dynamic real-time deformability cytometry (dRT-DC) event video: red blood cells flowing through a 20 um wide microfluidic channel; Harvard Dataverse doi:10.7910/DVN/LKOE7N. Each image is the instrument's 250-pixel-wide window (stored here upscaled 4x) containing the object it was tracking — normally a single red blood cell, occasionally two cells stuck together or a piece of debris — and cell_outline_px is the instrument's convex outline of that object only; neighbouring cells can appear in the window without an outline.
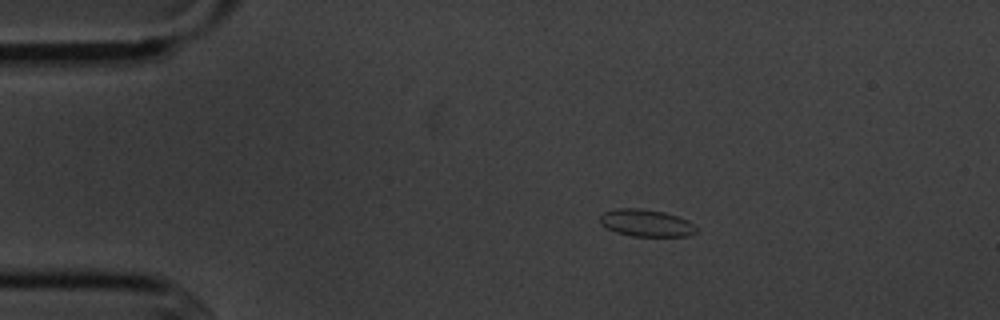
{"species": "common noctule bat (a hibernating species)", "species_latin": "Nyctalus noctula", "temperature_condition": "cold", "stored_images_in_passage": 5, "camera_frame_rate_fps": 3000, "um_per_image_px": 0.085, "animal": {"sex": "male", "body_mass_g": 20.1, "forearm_length_mm": 53.5}, "frame": {"image": 1, "passage_image": 2, "time_ms": 1.0, "image_size_px": [1000, 320], "cell_outline_px": [[696, 232], [688, 236], [632, 236], [616, 232], [600, 224], [600, 216], [604, 212], [616, 208], [640, 208], [664, 212], [688, 220], [696, 228]], "centroid_in_image_um": [54.9, 18.95], "position_along_channel_um": 30.1, "area_um2": 15.14}}
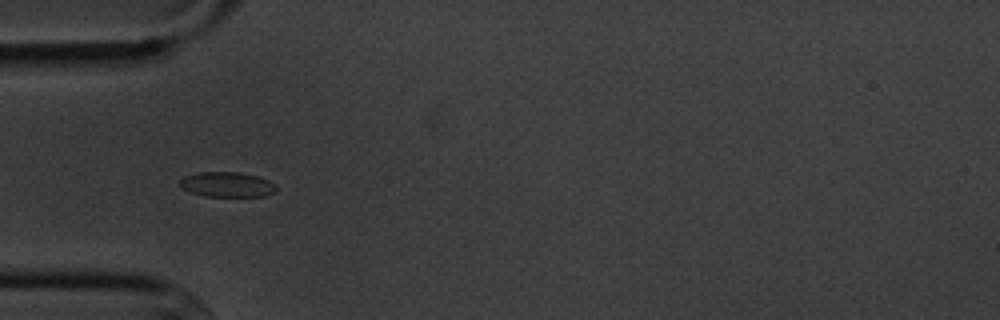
{"frame": {"image": 2, "passage_image": 4, "time_ms": 3.333, "image_size_px": [1000, 320], "cell_outline_px": [[276, 192], [264, 196], [204, 196], [192, 192], [184, 188], [180, 184], [180, 180], [184, 176], [196, 172], [240, 172], [256, 176], [268, 180], [276, 184]], "centroid_in_image_um": [19.33, 15.67], "position_along_channel_um": 65.7, "area_um2": 13.99}}
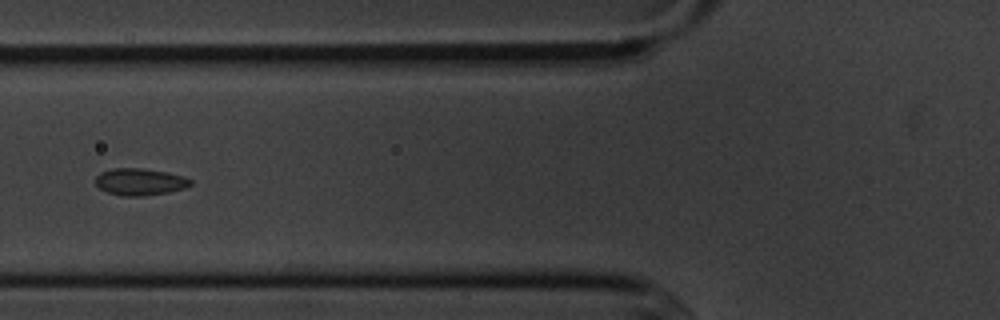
{"frame": {"image": 3, "passage_image": 5, "time_ms": 4.667, "image_size_px": [1000, 320], "cell_outline_px": [[192, 184], [184, 188], [168, 192], [144, 196], [124, 196], [108, 192], [100, 188], [96, 184], [96, 176], [100, 172], [112, 168], [140, 168], [168, 172], [184, 176], [192, 180]], "centroid_in_image_um": [11.9, 15.44], "position_along_channel_um": 113.9, "area_um2": 14.91}}